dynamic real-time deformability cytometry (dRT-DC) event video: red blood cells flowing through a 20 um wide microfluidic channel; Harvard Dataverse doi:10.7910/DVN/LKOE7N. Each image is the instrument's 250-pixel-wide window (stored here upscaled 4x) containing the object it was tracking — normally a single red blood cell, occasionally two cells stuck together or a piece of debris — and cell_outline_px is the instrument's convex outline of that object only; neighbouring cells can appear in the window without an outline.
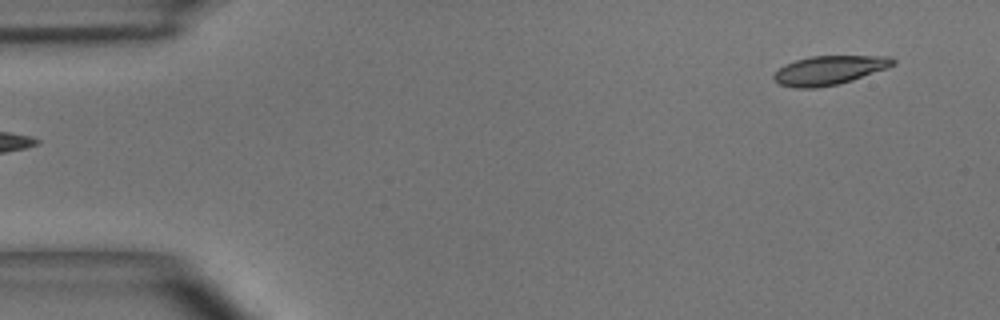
{"species": "common noctule bat (a hibernating species)", "species_latin": "Nyctalus noctula", "temperature_condition": "room temperature", "stored_images_in_passage": 47, "camera_frame_rate_fps": 3000, "um_per_image_px": 0.085, "animal": {"sex": "male", "body_mass_g": 15.6}, "frame": {"image": 1, "passage_image": 1, "time_ms": 0.0, "image_size_px": [1000, 320], "cell_outline_px": [[896, 64], [888, 68], [840, 84], [816, 88], [792, 88], [780, 84], [772, 76], [784, 64], [796, 60], [812, 56], [888, 56], [896, 60]], "centroid_in_image_um": [70.5, 5.97], "position_along_channel_um": 14.5, "area_um2": 20.17}}
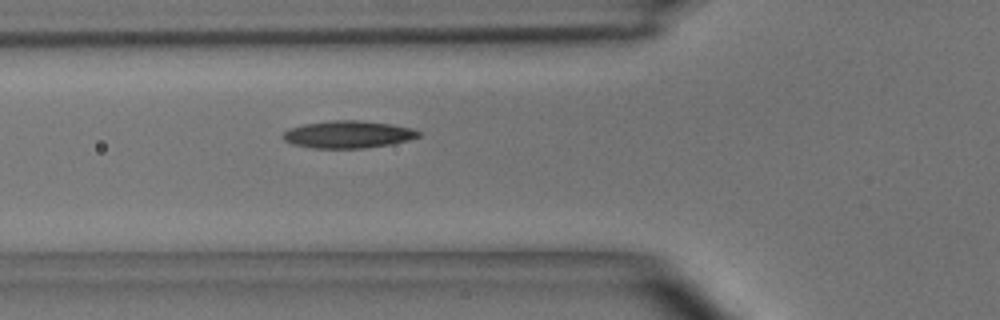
{"frame": {"image": 2, "passage_image": 15, "time_ms": 4.667, "image_size_px": [1000, 320], "cell_outline_px": [[424, 132], [420, 136], [408, 140], [392, 144], [364, 148], [312, 148], [292, 144], [284, 140], [280, 136], [288, 128], [304, 124], [332, 120], [360, 120], [392, 124], [412, 128]], "centroid_in_image_um": [29.59, 11.42], "position_along_channel_um": 96.2, "area_um2": 21.85}}
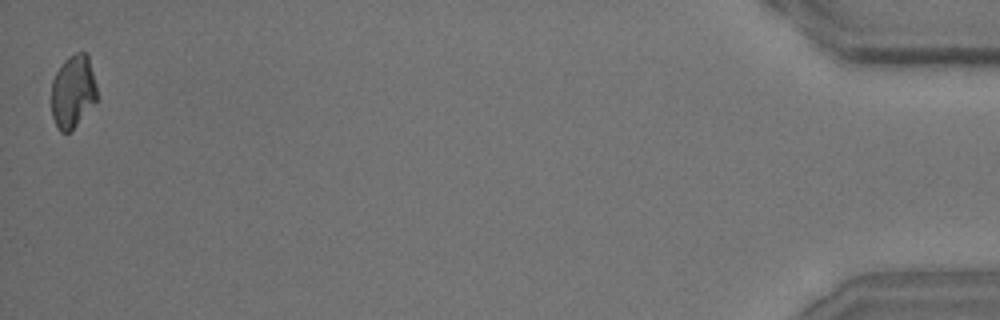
{"frame": {"image": 3, "passage_image": 47, "time_ms": 15.333, "image_size_px": [1000, 320], "cell_outline_px": [[100, 96], [76, 124], [68, 132], [60, 132], [52, 116], [52, 80], [56, 72], [76, 52], [88, 52]], "centroid_in_image_um": [6.24, 7.76], "position_along_channel_um": 429.0, "area_um2": 19.19}, "authors_computed_cell_mechanics": {"area_um2": 20.7502, "velocity_mm_per_s": 3.9683, "shape_relaxation_time_tau1_ms": 6.3013, "shape_relaxation_time_tau2_ms": 5.7797, "deformation_change_tau1": 0.1686, "deformation_change_tau2": 0.1355}}